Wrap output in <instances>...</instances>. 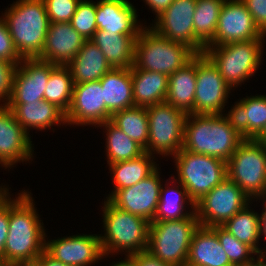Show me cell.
Instances as JSON below:
<instances>
[{"mask_svg":"<svg viewBox=\"0 0 266 266\" xmlns=\"http://www.w3.org/2000/svg\"><path fill=\"white\" fill-rule=\"evenodd\" d=\"M13 112L17 122L29 134V130H48L52 126L66 125L65 113L56 105L46 101L24 104H6ZM35 128V129H34Z\"/></svg>","mask_w":266,"mask_h":266,"instance_id":"cell-23","label":"cell"},{"mask_svg":"<svg viewBox=\"0 0 266 266\" xmlns=\"http://www.w3.org/2000/svg\"><path fill=\"white\" fill-rule=\"evenodd\" d=\"M154 158L156 157L144 152L137 158L108 164L114 189L106 198H109V195H112L116 190L133 186L151 175L159 166Z\"/></svg>","mask_w":266,"mask_h":266,"instance_id":"cell-31","label":"cell"},{"mask_svg":"<svg viewBox=\"0 0 266 266\" xmlns=\"http://www.w3.org/2000/svg\"><path fill=\"white\" fill-rule=\"evenodd\" d=\"M67 125L95 126L107 121L100 80L74 84L70 107L65 114Z\"/></svg>","mask_w":266,"mask_h":266,"instance_id":"cell-17","label":"cell"},{"mask_svg":"<svg viewBox=\"0 0 266 266\" xmlns=\"http://www.w3.org/2000/svg\"><path fill=\"white\" fill-rule=\"evenodd\" d=\"M254 140L264 143L266 142V123L262 131L254 138Z\"/></svg>","mask_w":266,"mask_h":266,"instance_id":"cell-50","label":"cell"},{"mask_svg":"<svg viewBox=\"0 0 266 266\" xmlns=\"http://www.w3.org/2000/svg\"><path fill=\"white\" fill-rule=\"evenodd\" d=\"M260 201L264 202L262 205L264 208L261 211V236L266 239V199H261Z\"/></svg>","mask_w":266,"mask_h":266,"instance_id":"cell-48","label":"cell"},{"mask_svg":"<svg viewBox=\"0 0 266 266\" xmlns=\"http://www.w3.org/2000/svg\"><path fill=\"white\" fill-rule=\"evenodd\" d=\"M33 266H70L64 264L53 257H51L46 251H44L35 261Z\"/></svg>","mask_w":266,"mask_h":266,"instance_id":"cell-46","label":"cell"},{"mask_svg":"<svg viewBox=\"0 0 266 266\" xmlns=\"http://www.w3.org/2000/svg\"><path fill=\"white\" fill-rule=\"evenodd\" d=\"M195 55L187 45L168 40L145 25L135 42L133 65L138 69L169 76Z\"/></svg>","mask_w":266,"mask_h":266,"instance_id":"cell-6","label":"cell"},{"mask_svg":"<svg viewBox=\"0 0 266 266\" xmlns=\"http://www.w3.org/2000/svg\"><path fill=\"white\" fill-rule=\"evenodd\" d=\"M266 254L258 255V266H266Z\"/></svg>","mask_w":266,"mask_h":266,"instance_id":"cell-52","label":"cell"},{"mask_svg":"<svg viewBox=\"0 0 266 266\" xmlns=\"http://www.w3.org/2000/svg\"><path fill=\"white\" fill-rule=\"evenodd\" d=\"M233 266H258V255H257V258L253 259L250 262L238 264V265H233Z\"/></svg>","mask_w":266,"mask_h":266,"instance_id":"cell-51","label":"cell"},{"mask_svg":"<svg viewBox=\"0 0 266 266\" xmlns=\"http://www.w3.org/2000/svg\"><path fill=\"white\" fill-rule=\"evenodd\" d=\"M9 232V202L0 210V266H4V246Z\"/></svg>","mask_w":266,"mask_h":266,"instance_id":"cell-43","label":"cell"},{"mask_svg":"<svg viewBox=\"0 0 266 266\" xmlns=\"http://www.w3.org/2000/svg\"><path fill=\"white\" fill-rule=\"evenodd\" d=\"M243 140L223 114H187L184 150L227 162Z\"/></svg>","mask_w":266,"mask_h":266,"instance_id":"cell-2","label":"cell"},{"mask_svg":"<svg viewBox=\"0 0 266 266\" xmlns=\"http://www.w3.org/2000/svg\"><path fill=\"white\" fill-rule=\"evenodd\" d=\"M112 265L109 266H138L136 261L130 256L125 255V259L121 261H117L114 263H111Z\"/></svg>","mask_w":266,"mask_h":266,"instance_id":"cell-49","label":"cell"},{"mask_svg":"<svg viewBox=\"0 0 266 266\" xmlns=\"http://www.w3.org/2000/svg\"><path fill=\"white\" fill-rule=\"evenodd\" d=\"M110 121L144 150L147 148L149 121L145 107L133 106L117 111Z\"/></svg>","mask_w":266,"mask_h":266,"instance_id":"cell-34","label":"cell"},{"mask_svg":"<svg viewBox=\"0 0 266 266\" xmlns=\"http://www.w3.org/2000/svg\"><path fill=\"white\" fill-rule=\"evenodd\" d=\"M103 205L105 233L99 238L105 258L119 252L128 256L147 250L151 222L117 208L108 199Z\"/></svg>","mask_w":266,"mask_h":266,"instance_id":"cell-4","label":"cell"},{"mask_svg":"<svg viewBox=\"0 0 266 266\" xmlns=\"http://www.w3.org/2000/svg\"><path fill=\"white\" fill-rule=\"evenodd\" d=\"M148 8L154 11L156 17H158L163 11H165L173 2L174 0H143Z\"/></svg>","mask_w":266,"mask_h":266,"instance_id":"cell-45","label":"cell"},{"mask_svg":"<svg viewBox=\"0 0 266 266\" xmlns=\"http://www.w3.org/2000/svg\"><path fill=\"white\" fill-rule=\"evenodd\" d=\"M223 115L241 137L254 139L266 123V95L246 96Z\"/></svg>","mask_w":266,"mask_h":266,"instance_id":"cell-22","label":"cell"},{"mask_svg":"<svg viewBox=\"0 0 266 266\" xmlns=\"http://www.w3.org/2000/svg\"><path fill=\"white\" fill-rule=\"evenodd\" d=\"M149 121L147 148L150 155L173 157L183 148L187 114L163 102L146 108ZM165 157H164V156Z\"/></svg>","mask_w":266,"mask_h":266,"instance_id":"cell-10","label":"cell"},{"mask_svg":"<svg viewBox=\"0 0 266 266\" xmlns=\"http://www.w3.org/2000/svg\"><path fill=\"white\" fill-rule=\"evenodd\" d=\"M138 36L97 30L90 40L104 53L112 68H131Z\"/></svg>","mask_w":266,"mask_h":266,"instance_id":"cell-29","label":"cell"},{"mask_svg":"<svg viewBox=\"0 0 266 266\" xmlns=\"http://www.w3.org/2000/svg\"><path fill=\"white\" fill-rule=\"evenodd\" d=\"M199 226L196 212L185 219L151 222L147 251L162 262L184 266L193 234Z\"/></svg>","mask_w":266,"mask_h":266,"instance_id":"cell-8","label":"cell"},{"mask_svg":"<svg viewBox=\"0 0 266 266\" xmlns=\"http://www.w3.org/2000/svg\"><path fill=\"white\" fill-rule=\"evenodd\" d=\"M86 40L70 22L50 23L45 44L38 59L66 66L79 52Z\"/></svg>","mask_w":266,"mask_h":266,"instance_id":"cell-21","label":"cell"},{"mask_svg":"<svg viewBox=\"0 0 266 266\" xmlns=\"http://www.w3.org/2000/svg\"><path fill=\"white\" fill-rule=\"evenodd\" d=\"M17 195L16 199L9 201V232L4 246V266H33L45 251L47 236L31 192L22 190Z\"/></svg>","mask_w":266,"mask_h":266,"instance_id":"cell-1","label":"cell"},{"mask_svg":"<svg viewBox=\"0 0 266 266\" xmlns=\"http://www.w3.org/2000/svg\"><path fill=\"white\" fill-rule=\"evenodd\" d=\"M34 146L31 136L17 122L6 104H0V165L11 169L13 165L32 160Z\"/></svg>","mask_w":266,"mask_h":266,"instance_id":"cell-19","label":"cell"},{"mask_svg":"<svg viewBox=\"0 0 266 266\" xmlns=\"http://www.w3.org/2000/svg\"><path fill=\"white\" fill-rule=\"evenodd\" d=\"M231 90L213 62L204 53L196 54L194 114H224Z\"/></svg>","mask_w":266,"mask_h":266,"instance_id":"cell-12","label":"cell"},{"mask_svg":"<svg viewBox=\"0 0 266 266\" xmlns=\"http://www.w3.org/2000/svg\"><path fill=\"white\" fill-rule=\"evenodd\" d=\"M74 84L100 80L112 69L104 53L91 40H86L76 56L66 65Z\"/></svg>","mask_w":266,"mask_h":266,"instance_id":"cell-26","label":"cell"},{"mask_svg":"<svg viewBox=\"0 0 266 266\" xmlns=\"http://www.w3.org/2000/svg\"><path fill=\"white\" fill-rule=\"evenodd\" d=\"M225 0H197L193 27L195 38L205 47L214 37Z\"/></svg>","mask_w":266,"mask_h":266,"instance_id":"cell-35","label":"cell"},{"mask_svg":"<svg viewBox=\"0 0 266 266\" xmlns=\"http://www.w3.org/2000/svg\"><path fill=\"white\" fill-rule=\"evenodd\" d=\"M22 58H38L43 50L50 20L43 0H17L2 13Z\"/></svg>","mask_w":266,"mask_h":266,"instance_id":"cell-3","label":"cell"},{"mask_svg":"<svg viewBox=\"0 0 266 266\" xmlns=\"http://www.w3.org/2000/svg\"><path fill=\"white\" fill-rule=\"evenodd\" d=\"M50 23L70 22L80 0H43Z\"/></svg>","mask_w":266,"mask_h":266,"instance_id":"cell-39","label":"cell"},{"mask_svg":"<svg viewBox=\"0 0 266 266\" xmlns=\"http://www.w3.org/2000/svg\"><path fill=\"white\" fill-rule=\"evenodd\" d=\"M176 182L178 185L174 184V187L169 182L164 184L165 187L162 184L158 207L152 222L185 219L195 213V204L190 199L186 188L180 182ZM186 205L191 207L189 212L186 210Z\"/></svg>","mask_w":266,"mask_h":266,"instance_id":"cell-30","label":"cell"},{"mask_svg":"<svg viewBox=\"0 0 266 266\" xmlns=\"http://www.w3.org/2000/svg\"><path fill=\"white\" fill-rule=\"evenodd\" d=\"M137 263L138 266H174L162 262L157 257L151 255L147 250L130 255Z\"/></svg>","mask_w":266,"mask_h":266,"instance_id":"cell-44","label":"cell"},{"mask_svg":"<svg viewBox=\"0 0 266 266\" xmlns=\"http://www.w3.org/2000/svg\"><path fill=\"white\" fill-rule=\"evenodd\" d=\"M196 91V55L182 68L169 75L165 102L186 114H194Z\"/></svg>","mask_w":266,"mask_h":266,"instance_id":"cell-27","label":"cell"},{"mask_svg":"<svg viewBox=\"0 0 266 266\" xmlns=\"http://www.w3.org/2000/svg\"><path fill=\"white\" fill-rule=\"evenodd\" d=\"M252 16L255 26L266 35V0H241Z\"/></svg>","mask_w":266,"mask_h":266,"instance_id":"cell-42","label":"cell"},{"mask_svg":"<svg viewBox=\"0 0 266 266\" xmlns=\"http://www.w3.org/2000/svg\"><path fill=\"white\" fill-rule=\"evenodd\" d=\"M73 78L67 66L57 65L51 72L44 92V100L67 113L73 93Z\"/></svg>","mask_w":266,"mask_h":266,"instance_id":"cell-36","label":"cell"},{"mask_svg":"<svg viewBox=\"0 0 266 266\" xmlns=\"http://www.w3.org/2000/svg\"><path fill=\"white\" fill-rule=\"evenodd\" d=\"M250 208V209H249ZM250 204L238 211L222 227L242 243L250 246L258 255L266 254L259 248L261 237V214L251 209Z\"/></svg>","mask_w":266,"mask_h":266,"instance_id":"cell-32","label":"cell"},{"mask_svg":"<svg viewBox=\"0 0 266 266\" xmlns=\"http://www.w3.org/2000/svg\"><path fill=\"white\" fill-rule=\"evenodd\" d=\"M227 177L252 201L266 199V143L244 139L227 161Z\"/></svg>","mask_w":266,"mask_h":266,"instance_id":"cell-9","label":"cell"},{"mask_svg":"<svg viewBox=\"0 0 266 266\" xmlns=\"http://www.w3.org/2000/svg\"><path fill=\"white\" fill-rule=\"evenodd\" d=\"M45 239V251L54 259L70 266H91L105 258L99 234Z\"/></svg>","mask_w":266,"mask_h":266,"instance_id":"cell-16","label":"cell"},{"mask_svg":"<svg viewBox=\"0 0 266 266\" xmlns=\"http://www.w3.org/2000/svg\"><path fill=\"white\" fill-rule=\"evenodd\" d=\"M210 228L217 234L221 246L232 265L250 262L258 255L250 246L236 239L222 226H212Z\"/></svg>","mask_w":266,"mask_h":266,"instance_id":"cell-37","label":"cell"},{"mask_svg":"<svg viewBox=\"0 0 266 266\" xmlns=\"http://www.w3.org/2000/svg\"><path fill=\"white\" fill-rule=\"evenodd\" d=\"M253 201L228 177L195 204L200 226H222Z\"/></svg>","mask_w":266,"mask_h":266,"instance_id":"cell-11","label":"cell"},{"mask_svg":"<svg viewBox=\"0 0 266 266\" xmlns=\"http://www.w3.org/2000/svg\"><path fill=\"white\" fill-rule=\"evenodd\" d=\"M96 4L97 30L139 35L145 27L138 21V12L129 0H99Z\"/></svg>","mask_w":266,"mask_h":266,"instance_id":"cell-20","label":"cell"},{"mask_svg":"<svg viewBox=\"0 0 266 266\" xmlns=\"http://www.w3.org/2000/svg\"><path fill=\"white\" fill-rule=\"evenodd\" d=\"M262 36L241 0H225L219 13L216 33L206 46L256 40Z\"/></svg>","mask_w":266,"mask_h":266,"instance_id":"cell-15","label":"cell"},{"mask_svg":"<svg viewBox=\"0 0 266 266\" xmlns=\"http://www.w3.org/2000/svg\"><path fill=\"white\" fill-rule=\"evenodd\" d=\"M266 35L260 39L205 46L204 54L218 68L226 84L232 89L242 86L259 69L262 63ZM234 88V89H233Z\"/></svg>","mask_w":266,"mask_h":266,"instance_id":"cell-5","label":"cell"},{"mask_svg":"<svg viewBox=\"0 0 266 266\" xmlns=\"http://www.w3.org/2000/svg\"><path fill=\"white\" fill-rule=\"evenodd\" d=\"M0 186V210L11 200L9 188Z\"/></svg>","mask_w":266,"mask_h":266,"instance_id":"cell-47","label":"cell"},{"mask_svg":"<svg viewBox=\"0 0 266 266\" xmlns=\"http://www.w3.org/2000/svg\"><path fill=\"white\" fill-rule=\"evenodd\" d=\"M57 65L38 58H23L17 65L13 91L6 104H24L44 100L50 72Z\"/></svg>","mask_w":266,"mask_h":266,"instance_id":"cell-18","label":"cell"},{"mask_svg":"<svg viewBox=\"0 0 266 266\" xmlns=\"http://www.w3.org/2000/svg\"><path fill=\"white\" fill-rule=\"evenodd\" d=\"M186 265L233 266L217 234L210 227L199 226L192 237Z\"/></svg>","mask_w":266,"mask_h":266,"instance_id":"cell-25","label":"cell"},{"mask_svg":"<svg viewBox=\"0 0 266 266\" xmlns=\"http://www.w3.org/2000/svg\"><path fill=\"white\" fill-rule=\"evenodd\" d=\"M97 4L91 0H80L70 20L71 26L85 39L90 40L97 31Z\"/></svg>","mask_w":266,"mask_h":266,"instance_id":"cell-38","label":"cell"},{"mask_svg":"<svg viewBox=\"0 0 266 266\" xmlns=\"http://www.w3.org/2000/svg\"><path fill=\"white\" fill-rule=\"evenodd\" d=\"M158 167L137 184L116 190L108 199L117 208L152 222L158 207L162 186Z\"/></svg>","mask_w":266,"mask_h":266,"instance_id":"cell-14","label":"cell"},{"mask_svg":"<svg viewBox=\"0 0 266 266\" xmlns=\"http://www.w3.org/2000/svg\"><path fill=\"white\" fill-rule=\"evenodd\" d=\"M172 158L178 178L171 176V184L180 182L194 204L227 178V162L219 158L195 154L183 148Z\"/></svg>","mask_w":266,"mask_h":266,"instance_id":"cell-7","label":"cell"},{"mask_svg":"<svg viewBox=\"0 0 266 266\" xmlns=\"http://www.w3.org/2000/svg\"><path fill=\"white\" fill-rule=\"evenodd\" d=\"M107 121L117 111L134 106L131 68H112L101 79Z\"/></svg>","mask_w":266,"mask_h":266,"instance_id":"cell-24","label":"cell"},{"mask_svg":"<svg viewBox=\"0 0 266 266\" xmlns=\"http://www.w3.org/2000/svg\"><path fill=\"white\" fill-rule=\"evenodd\" d=\"M96 127H103L106 133L105 155L108 159L106 160L107 164L134 159L145 152L137 142L122 132L110 120Z\"/></svg>","mask_w":266,"mask_h":266,"instance_id":"cell-33","label":"cell"},{"mask_svg":"<svg viewBox=\"0 0 266 266\" xmlns=\"http://www.w3.org/2000/svg\"><path fill=\"white\" fill-rule=\"evenodd\" d=\"M14 63L0 59V102L6 104L13 91V81L16 72Z\"/></svg>","mask_w":266,"mask_h":266,"instance_id":"cell-41","label":"cell"},{"mask_svg":"<svg viewBox=\"0 0 266 266\" xmlns=\"http://www.w3.org/2000/svg\"><path fill=\"white\" fill-rule=\"evenodd\" d=\"M0 59L15 65H18L23 59L14 46L13 39L2 16L0 17Z\"/></svg>","mask_w":266,"mask_h":266,"instance_id":"cell-40","label":"cell"},{"mask_svg":"<svg viewBox=\"0 0 266 266\" xmlns=\"http://www.w3.org/2000/svg\"><path fill=\"white\" fill-rule=\"evenodd\" d=\"M134 106L149 107L165 102L169 76L131 67Z\"/></svg>","mask_w":266,"mask_h":266,"instance_id":"cell-28","label":"cell"},{"mask_svg":"<svg viewBox=\"0 0 266 266\" xmlns=\"http://www.w3.org/2000/svg\"><path fill=\"white\" fill-rule=\"evenodd\" d=\"M197 0H174L155 18L150 28L157 34L191 48L196 54H203L205 47L195 38L193 16Z\"/></svg>","mask_w":266,"mask_h":266,"instance_id":"cell-13","label":"cell"}]
</instances>
